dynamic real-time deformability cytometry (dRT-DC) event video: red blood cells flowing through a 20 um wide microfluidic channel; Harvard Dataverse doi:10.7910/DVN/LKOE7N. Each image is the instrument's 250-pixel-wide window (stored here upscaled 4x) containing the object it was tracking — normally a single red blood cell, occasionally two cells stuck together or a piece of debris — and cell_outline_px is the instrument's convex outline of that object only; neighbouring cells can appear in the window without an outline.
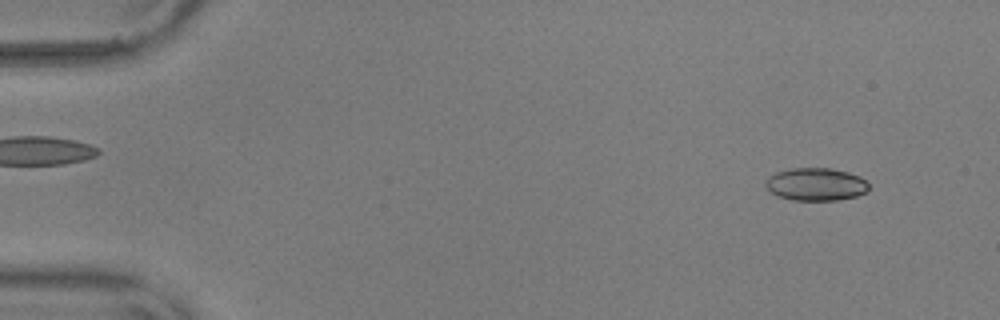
{"species": "common noctule bat (a hibernating species)", "species_latin": "Nyctalus noctula", "temperature_condition": "warm", "stored_images_in_passage": 55, "camera_frame_rate_fps": 3000, "um_per_image_px": 0.085, "animal": {"sex": "male", "body_mass_g": 17.9, "forearm_length_mm": 54.2}, "frame": {"image": 1, "passage_image": 4, "time_ms": 1.0, "image_size_px": [1000, 320], "cell_outline_px": [[868, 188], [864, 192], [856, 196], [836, 200], [792, 200], [776, 196], [764, 184], [768, 176], [776, 172], [792, 168], [832, 168], [848, 172], [860, 176], [868, 184]], "centroid_in_image_um": [69.32, 15.66], "position_along_channel_um": 15.7, "area_um2": 19.65}}
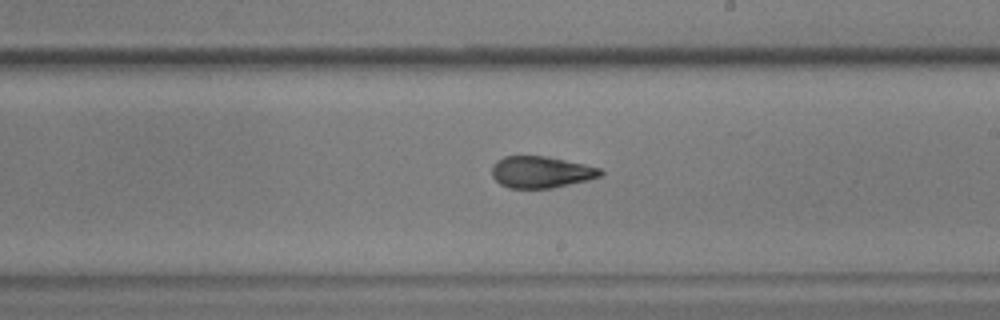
{"frame": {"image": 2, "passage_image": 32, "time_ms": 10.333, "image_size_px": [1000, 320], "cell_outline_px": [[604, 172], [600, 176], [588, 180], [552, 188], [508, 188], [500, 184], [492, 176], [492, 164], [496, 160], [504, 156], [544, 156], [584, 164], [600, 168]], "centroid_in_image_um": [45.96, 14.63], "position_along_channel_um": 243.0, "area_um2": 20.0}}
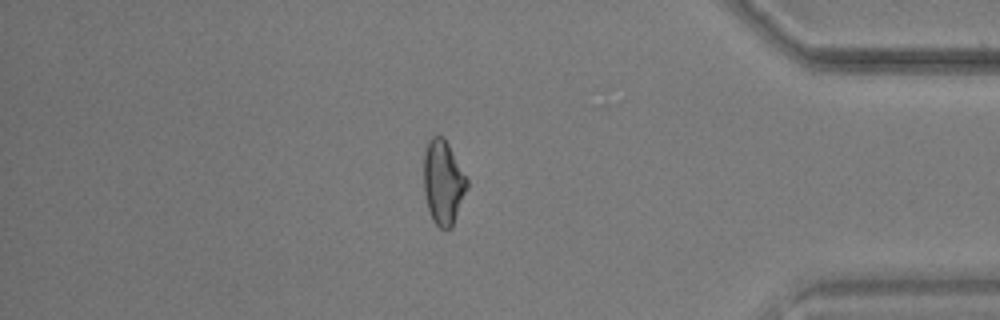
{"frame": {"image": 3, "passage_image": 47, "time_ms": 15.333, "image_size_px": [1000, 320], "cell_outline_px": [[468, 188], [452, 228], [440, 228], [432, 220], [428, 208], [424, 192], [424, 152], [428, 140], [432, 136], [444, 136], [468, 180]], "centroid_in_image_um": [37.67, 15.5], "position_along_channel_um": 397.5, "area_um2": 21.33}, "authors_computed_cell_mechanics": {"area_um2": 20.3456, "velocity_mm_per_s": 3.649, "shape_relaxation_time_tau1_ms": null, "shape_relaxation_time_tau2_ms": 2.0074, "deformation_change_tau1": null, "deformation_change_tau2": 0.0966}}